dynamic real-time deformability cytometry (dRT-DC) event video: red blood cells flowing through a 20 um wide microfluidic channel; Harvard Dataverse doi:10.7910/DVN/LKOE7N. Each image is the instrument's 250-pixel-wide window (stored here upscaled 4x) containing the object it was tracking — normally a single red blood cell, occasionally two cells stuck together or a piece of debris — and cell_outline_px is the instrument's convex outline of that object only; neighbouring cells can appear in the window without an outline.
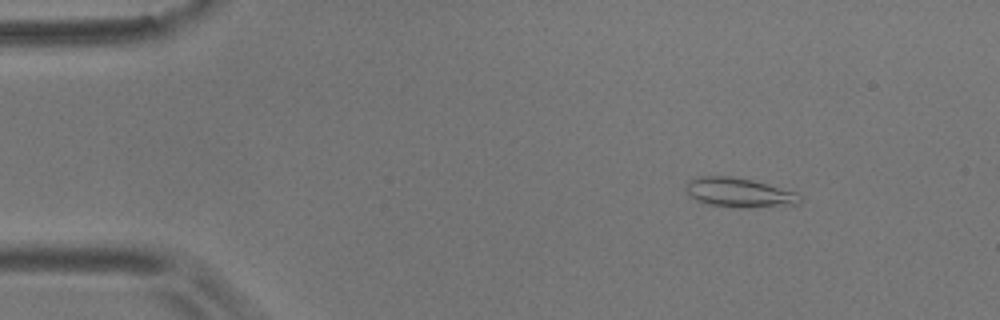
{"species": "common noctule bat (a hibernating species)", "species_latin": "Nyctalus noctula", "temperature_condition": "room temperature", "stored_images_in_passage": 52, "camera_frame_rate_fps": 3000, "um_per_image_px": 0.085, "animal": {"sex": "male", "body_mass_g": 17.9}, "frame": {"image": 1, "passage_image": 3, "time_ms": 0.667, "image_size_px": [1000, 320], "cell_outline_px": [[800, 204], [744, 208], [736, 208], [708, 204], [688, 196], [684, 188], [688, 180], [700, 176], [732, 176], [752, 180], [796, 192], [800, 196]], "centroid_in_image_um": [62.78, 16.37], "position_along_channel_um": 22.2, "area_um2": 19.59}}
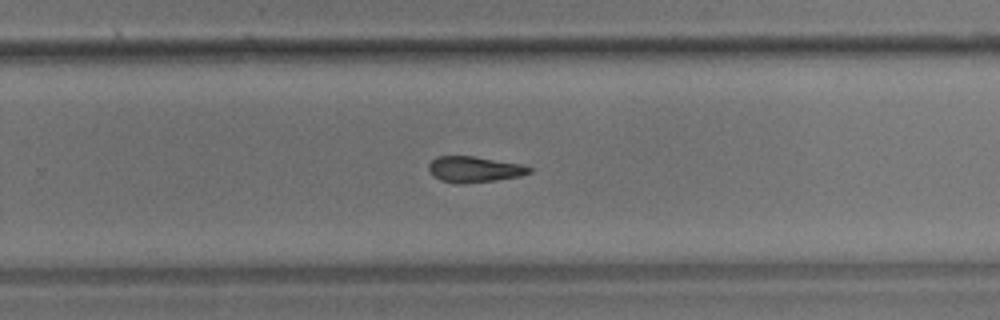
{"frame": {"image": 2, "passage_image": 32, "time_ms": 10.333, "image_size_px": [1000, 320], "cell_outline_px": [[532, 172], [520, 176], [496, 180], [460, 184], [456, 184], [440, 180], [432, 176], [428, 172], [428, 164], [436, 156], [472, 156], [524, 164], [532, 168]], "centroid_in_image_um": [40.3, 14.39], "position_along_channel_um": 289.5, "area_um2": 15.43}}
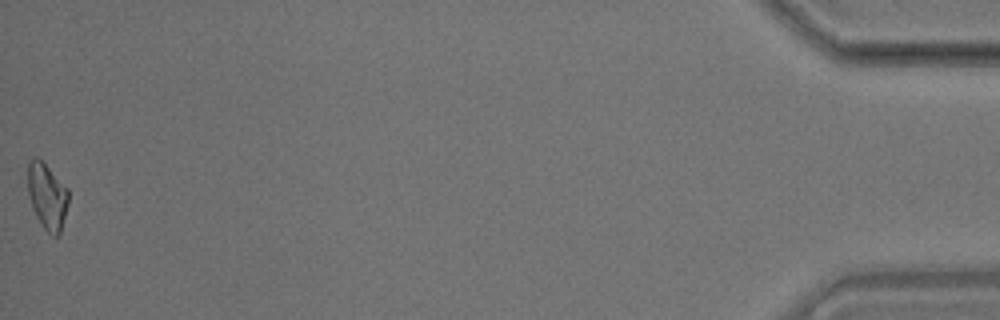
{"frame": {"image": 3, "passage_image": 52, "time_ms": 17.0, "image_size_px": [1000, 320], "cell_outline_px": [[68, 204], [60, 232], [56, 236], [52, 236], [40, 224], [32, 208], [28, 196], [28, 160], [32, 156], [36, 156], [68, 188]], "centroid_in_image_um": [3.99, 16.68], "position_along_channel_um": 431.2, "area_um2": 15.61}, "authors_computed_cell_mechanics": {"area_um2": 15.9239, "velocity_mm_per_s": 3.565, "shape_relaxation_time_tau1_ms": null, "shape_relaxation_time_tau2_ms": 7.7342, "deformation_change_tau1": null, "deformation_change_tau2": 0.1941}}